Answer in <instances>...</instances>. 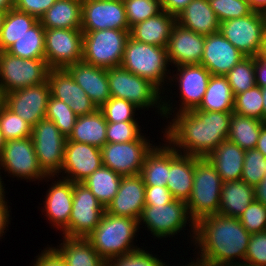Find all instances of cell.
Instances as JSON below:
<instances>
[{
	"label": "cell",
	"instance_id": "cell-1",
	"mask_svg": "<svg viewBox=\"0 0 266 266\" xmlns=\"http://www.w3.org/2000/svg\"><path fill=\"white\" fill-rule=\"evenodd\" d=\"M163 99V117L168 120L170 115L174 116H171L172 121L162 131L165 135L163 137L179 153L198 158L207 157L228 138L232 112L194 109L175 113L173 102L170 104L171 100L167 102L164 97Z\"/></svg>",
	"mask_w": 266,
	"mask_h": 266
},
{
	"label": "cell",
	"instance_id": "cell-2",
	"mask_svg": "<svg viewBox=\"0 0 266 266\" xmlns=\"http://www.w3.org/2000/svg\"><path fill=\"white\" fill-rule=\"evenodd\" d=\"M250 235L238 218L206 216L195 224L193 244L199 247L197 258L204 266L236 264L238 259V263H244Z\"/></svg>",
	"mask_w": 266,
	"mask_h": 266
},
{
	"label": "cell",
	"instance_id": "cell-3",
	"mask_svg": "<svg viewBox=\"0 0 266 266\" xmlns=\"http://www.w3.org/2000/svg\"><path fill=\"white\" fill-rule=\"evenodd\" d=\"M138 230L137 219L113 216L105 211L96 229L86 238L98 255L107 262L114 257H121L141 249L133 244Z\"/></svg>",
	"mask_w": 266,
	"mask_h": 266
},
{
	"label": "cell",
	"instance_id": "cell-4",
	"mask_svg": "<svg viewBox=\"0 0 266 266\" xmlns=\"http://www.w3.org/2000/svg\"><path fill=\"white\" fill-rule=\"evenodd\" d=\"M165 47L142 43L129 38L126 41L121 66L127 71L150 81L160 91L163 85L170 80L171 69ZM168 71V72H167ZM170 76H169V75ZM166 81V82H165Z\"/></svg>",
	"mask_w": 266,
	"mask_h": 266
},
{
	"label": "cell",
	"instance_id": "cell-5",
	"mask_svg": "<svg viewBox=\"0 0 266 266\" xmlns=\"http://www.w3.org/2000/svg\"><path fill=\"white\" fill-rule=\"evenodd\" d=\"M222 186L223 181L209 160L194 156V183L186 205L195 224L206 216L219 213Z\"/></svg>",
	"mask_w": 266,
	"mask_h": 266
},
{
	"label": "cell",
	"instance_id": "cell-6",
	"mask_svg": "<svg viewBox=\"0 0 266 266\" xmlns=\"http://www.w3.org/2000/svg\"><path fill=\"white\" fill-rule=\"evenodd\" d=\"M111 97L133 103L139 109L157 108L163 116L162 92L150 81L127 71L122 66L107 69Z\"/></svg>",
	"mask_w": 266,
	"mask_h": 266
},
{
	"label": "cell",
	"instance_id": "cell-7",
	"mask_svg": "<svg viewBox=\"0 0 266 266\" xmlns=\"http://www.w3.org/2000/svg\"><path fill=\"white\" fill-rule=\"evenodd\" d=\"M129 31L118 29L82 31V61L104 69L121 66Z\"/></svg>",
	"mask_w": 266,
	"mask_h": 266
},
{
	"label": "cell",
	"instance_id": "cell-8",
	"mask_svg": "<svg viewBox=\"0 0 266 266\" xmlns=\"http://www.w3.org/2000/svg\"><path fill=\"white\" fill-rule=\"evenodd\" d=\"M190 223L192 234L190 237L192 242L195 238V223L191 219L186 202L174 199L168 204L145 205L142 214L138 220L139 229L143 223L154 238H166L186 230V224ZM190 221V222H189ZM143 222V223H142ZM185 227V228H184Z\"/></svg>",
	"mask_w": 266,
	"mask_h": 266
},
{
	"label": "cell",
	"instance_id": "cell-9",
	"mask_svg": "<svg viewBox=\"0 0 266 266\" xmlns=\"http://www.w3.org/2000/svg\"><path fill=\"white\" fill-rule=\"evenodd\" d=\"M50 69L43 59H23L0 51L1 96L46 82Z\"/></svg>",
	"mask_w": 266,
	"mask_h": 266
},
{
	"label": "cell",
	"instance_id": "cell-10",
	"mask_svg": "<svg viewBox=\"0 0 266 266\" xmlns=\"http://www.w3.org/2000/svg\"><path fill=\"white\" fill-rule=\"evenodd\" d=\"M219 31L246 57H257L266 33V15L253 11L245 17L223 21Z\"/></svg>",
	"mask_w": 266,
	"mask_h": 266
},
{
	"label": "cell",
	"instance_id": "cell-11",
	"mask_svg": "<svg viewBox=\"0 0 266 266\" xmlns=\"http://www.w3.org/2000/svg\"><path fill=\"white\" fill-rule=\"evenodd\" d=\"M31 137L39 167L47 176L56 175L58 178L64 161L67 137L47 118L41 119L32 127Z\"/></svg>",
	"mask_w": 266,
	"mask_h": 266
},
{
	"label": "cell",
	"instance_id": "cell-12",
	"mask_svg": "<svg viewBox=\"0 0 266 266\" xmlns=\"http://www.w3.org/2000/svg\"><path fill=\"white\" fill-rule=\"evenodd\" d=\"M11 177L29 181L55 178L47 176L39 167L34 150L32 137L5 141L0 155V170L2 168Z\"/></svg>",
	"mask_w": 266,
	"mask_h": 266
},
{
	"label": "cell",
	"instance_id": "cell-13",
	"mask_svg": "<svg viewBox=\"0 0 266 266\" xmlns=\"http://www.w3.org/2000/svg\"><path fill=\"white\" fill-rule=\"evenodd\" d=\"M106 209L83 183H73V203L68 226L62 231L67 237L86 238L101 221Z\"/></svg>",
	"mask_w": 266,
	"mask_h": 266
},
{
	"label": "cell",
	"instance_id": "cell-14",
	"mask_svg": "<svg viewBox=\"0 0 266 266\" xmlns=\"http://www.w3.org/2000/svg\"><path fill=\"white\" fill-rule=\"evenodd\" d=\"M154 146L143 134L131 142L106 143L101 148L102 164L121 176L138 175Z\"/></svg>",
	"mask_w": 266,
	"mask_h": 266
},
{
	"label": "cell",
	"instance_id": "cell-15",
	"mask_svg": "<svg viewBox=\"0 0 266 266\" xmlns=\"http://www.w3.org/2000/svg\"><path fill=\"white\" fill-rule=\"evenodd\" d=\"M81 29H45V61L51 69H66L82 61Z\"/></svg>",
	"mask_w": 266,
	"mask_h": 266
},
{
	"label": "cell",
	"instance_id": "cell-16",
	"mask_svg": "<svg viewBox=\"0 0 266 266\" xmlns=\"http://www.w3.org/2000/svg\"><path fill=\"white\" fill-rule=\"evenodd\" d=\"M82 31L130 30L123 0H82Z\"/></svg>",
	"mask_w": 266,
	"mask_h": 266
},
{
	"label": "cell",
	"instance_id": "cell-17",
	"mask_svg": "<svg viewBox=\"0 0 266 266\" xmlns=\"http://www.w3.org/2000/svg\"><path fill=\"white\" fill-rule=\"evenodd\" d=\"M50 96L48 81L4 94L2 102L32 127L45 118Z\"/></svg>",
	"mask_w": 266,
	"mask_h": 266
},
{
	"label": "cell",
	"instance_id": "cell-18",
	"mask_svg": "<svg viewBox=\"0 0 266 266\" xmlns=\"http://www.w3.org/2000/svg\"><path fill=\"white\" fill-rule=\"evenodd\" d=\"M101 148L66 139L61 178L73 183H82L96 169L102 166ZM62 172V174H61ZM63 173L65 176H63Z\"/></svg>",
	"mask_w": 266,
	"mask_h": 266
},
{
	"label": "cell",
	"instance_id": "cell-19",
	"mask_svg": "<svg viewBox=\"0 0 266 266\" xmlns=\"http://www.w3.org/2000/svg\"><path fill=\"white\" fill-rule=\"evenodd\" d=\"M176 68V74L169 80L170 83L175 80L180 90L181 105L176 113L194 110L203 99L211 73L201 64L181 65Z\"/></svg>",
	"mask_w": 266,
	"mask_h": 266
},
{
	"label": "cell",
	"instance_id": "cell-20",
	"mask_svg": "<svg viewBox=\"0 0 266 266\" xmlns=\"http://www.w3.org/2000/svg\"><path fill=\"white\" fill-rule=\"evenodd\" d=\"M50 95L68 104L77 116L88 115L98 108L66 69H50Z\"/></svg>",
	"mask_w": 266,
	"mask_h": 266
},
{
	"label": "cell",
	"instance_id": "cell-21",
	"mask_svg": "<svg viewBox=\"0 0 266 266\" xmlns=\"http://www.w3.org/2000/svg\"><path fill=\"white\" fill-rule=\"evenodd\" d=\"M205 36L176 23L170 34L166 51L170 65L200 64L204 51Z\"/></svg>",
	"mask_w": 266,
	"mask_h": 266
},
{
	"label": "cell",
	"instance_id": "cell-22",
	"mask_svg": "<svg viewBox=\"0 0 266 266\" xmlns=\"http://www.w3.org/2000/svg\"><path fill=\"white\" fill-rule=\"evenodd\" d=\"M246 56L234 47L221 33L205 36L204 51L201 58L203 65L211 75L225 76Z\"/></svg>",
	"mask_w": 266,
	"mask_h": 266
},
{
	"label": "cell",
	"instance_id": "cell-23",
	"mask_svg": "<svg viewBox=\"0 0 266 266\" xmlns=\"http://www.w3.org/2000/svg\"><path fill=\"white\" fill-rule=\"evenodd\" d=\"M145 184L141 176H123L119 190L106 212L113 216L130 217L139 220L145 206Z\"/></svg>",
	"mask_w": 266,
	"mask_h": 266
},
{
	"label": "cell",
	"instance_id": "cell-24",
	"mask_svg": "<svg viewBox=\"0 0 266 266\" xmlns=\"http://www.w3.org/2000/svg\"><path fill=\"white\" fill-rule=\"evenodd\" d=\"M66 70L98 109L111 98L107 69L79 61L69 65Z\"/></svg>",
	"mask_w": 266,
	"mask_h": 266
},
{
	"label": "cell",
	"instance_id": "cell-25",
	"mask_svg": "<svg viewBox=\"0 0 266 266\" xmlns=\"http://www.w3.org/2000/svg\"><path fill=\"white\" fill-rule=\"evenodd\" d=\"M59 179V180H58ZM48 189L44 207L47 220L57 228L63 231L69 223V218L73 203V182L64 178H58Z\"/></svg>",
	"mask_w": 266,
	"mask_h": 266
},
{
	"label": "cell",
	"instance_id": "cell-26",
	"mask_svg": "<svg viewBox=\"0 0 266 266\" xmlns=\"http://www.w3.org/2000/svg\"><path fill=\"white\" fill-rule=\"evenodd\" d=\"M194 183V156L181 154L169 144V170L166 187L174 199L187 202Z\"/></svg>",
	"mask_w": 266,
	"mask_h": 266
},
{
	"label": "cell",
	"instance_id": "cell-27",
	"mask_svg": "<svg viewBox=\"0 0 266 266\" xmlns=\"http://www.w3.org/2000/svg\"><path fill=\"white\" fill-rule=\"evenodd\" d=\"M223 182L241 180L245 150L226 139L207 157Z\"/></svg>",
	"mask_w": 266,
	"mask_h": 266
},
{
	"label": "cell",
	"instance_id": "cell-28",
	"mask_svg": "<svg viewBox=\"0 0 266 266\" xmlns=\"http://www.w3.org/2000/svg\"><path fill=\"white\" fill-rule=\"evenodd\" d=\"M176 23V16L162 10L159 14L133 25L129 36L142 43L166 48Z\"/></svg>",
	"mask_w": 266,
	"mask_h": 266
},
{
	"label": "cell",
	"instance_id": "cell-29",
	"mask_svg": "<svg viewBox=\"0 0 266 266\" xmlns=\"http://www.w3.org/2000/svg\"><path fill=\"white\" fill-rule=\"evenodd\" d=\"M176 22L204 36L217 33L220 21L210 6L209 0H192L177 16Z\"/></svg>",
	"mask_w": 266,
	"mask_h": 266
},
{
	"label": "cell",
	"instance_id": "cell-30",
	"mask_svg": "<svg viewBox=\"0 0 266 266\" xmlns=\"http://www.w3.org/2000/svg\"><path fill=\"white\" fill-rule=\"evenodd\" d=\"M82 0H56L39 19L45 29H81Z\"/></svg>",
	"mask_w": 266,
	"mask_h": 266
},
{
	"label": "cell",
	"instance_id": "cell-31",
	"mask_svg": "<svg viewBox=\"0 0 266 266\" xmlns=\"http://www.w3.org/2000/svg\"><path fill=\"white\" fill-rule=\"evenodd\" d=\"M254 199V187L243 180L223 182L218 214L238 218Z\"/></svg>",
	"mask_w": 266,
	"mask_h": 266
},
{
	"label": "cell",
	"instance_id": "cell-32",
	"mask_svg": "<svg viewBox=\"0 0 266 266\" xmlns=\"http://www.w3.org/2000/svg\"><path fill=\"white\" fill-rule=\"evenodd\" d=\"M63 243L53 247L67 266H107L87 238L63 236Z\"/></svg>",
	"mask_w": 266,
	"mask_h": 266
},
{
	"label": "cell",
	"instance_id": "cell-33",
	"mask_svg": "<svg viewBox=\"0 0 266 266\" xmlns=\"http://www.w3.org/2000/svg\"><path fill=\"white\" fill-rule=\"evenodd\" d=\"M106 128L107 121L104 114L97 109L91 114L78 116L68 139L102 148L107 143Z\"/></svg>",
	"mask_w": 266,
	"mask_h": 266
},
{
	"label": "cell",
	"instance_id": "cell-34",
	"mask_svg": "<svg viewBox=\"0 0 266 266\" xmlns=\"http://www.w3.org/2000/svg\"><path fill=\"white\" fill-rule=\"evenodd\" d=\"M234 95L226 76L211 75L200 105L201 111L233 112Z\"/></svg>",
	"mask_w": 266,
	"mask_h": 266
},
{
	"label": "cell",
	"instance_id": "cell-35",
	"mask_svg": "<svg viewBox=\"0 0 266 266\" xmlns=\"http://www.w3.org/2000/svg\"><path fill=\"white\" fill-rule=\"evenodd\" d=\"M154 146L146 155L139 175L145 186H166L169 170V143ZM168 144V145H167Z\"/></svg>",
	"mask_w": 266,
	"mask_h": 266
},
{
	"label": "cell",
	"instance_id": "cell-36",
	"mask_svg": "<svg viewBox=\"0 0 266 266\" xmlns=\"http://www.w3.org/2000/svg\"><path fill=\"white\" fill-rule=\"evenodd\" d=\"M123 176L108 167L101 166L82 183L90 189L102 206L106 209L117 194Z\"/></svg>",
	"mask_w": 266,
	"mask_h": 266
},
{
	"label": "cell",
	"instance_id": "cell-37",
	"mask_svg": "<svg viewBox=\"0 0 266 266\" xmlns=\"http://www.w3.org/2000/svg\"><path fill=\"white\" fill-rule=\"evenodd\" d=\"M266 122L232 112L228 140L243 150L256 148L261 128Z\"/></svg>",
	"mask_w": 266,
	"mask_h": 266
},
{
	"label": "cell",
	"instance_id": "cell-38",
	"mask_svg": "<svg viewBox=\"0 0 266 266\" xmlns=\"http://www.w3.org/2000/svg\"><path fill=\"white\" fill-rule=\"evenodd\" d=\"M6 52L23 59L45 60V28L38 20Z\"/></svg>",
	"mask_w": 266,
	"mask_h": 266
},
{
	"label": "cell",
	"instance_id": "cell-39",
	"mask_svg": "<svg viewBox=\"0 0 266 266\" xmlns=\"http://www.w3.org/2000/svg\"><path fill=\"white\" fill-rule=\"evenodd\" d=\"M38 19L14 7L6 12L0 29V51H6L19 37H21Z\"/></svg>",
	"mask_w": 266,
	"mask_h": 266
},
{
	"label": "cell",
	"instance_id": "cell-40",
	"mask_svg": "<svg viewBox=\"0 0 266 266\" xmlns=\"http://www.w3.org/2000/svg\"><path fill=\"white\" fill-rule=\"evenodd\" d=\"M225 76L234 96L253 88L256 85L255 57L243 58Z\"/></svg>",
	"mask_w": 266,
	"mask_h": 266
},
{
	"label": "cell",
	"instance_id": "cell-41",
	"mask_svg": "<svg viewBox=\"0 0 266 266\" xmlns=\"http://www.w3.org/2000/svg\"><path fill=\"white\" fill-rule=\"evenodd\" d=\"M0 130L4 141L32 136V126L12 112L3 102L0 103Z\"/></svg>",
	"mask_w": 266,
	"mask_h": 266
},
{
	"label": "cell",
	"instance_id": "cell-42",
	"mask_svg": "<svg viewBox=\"0 0 266 266\" xmlns=\"http://www.w3.org/2000/svg\"><path fill=\"white\" fill-rule=\"evenodd\" d=\"M45 118L53 121L59 131L68 138L73 131L78 116L72 111L68 104L50 95Z\"/></svg>",
	"mask_w": 266,
	"mask_h": 266
},
{
	"label": "cell",
	"instance_id": "cell-43",
	"mask_svg": "<svg viewBox=\"0 0 266 266\" xmlns=\"http://www.w3.org/2000/svg\"><path fill=\"white\" fill-rule=\"evenodd\" d=\"M236 114L252 117L263 121V99L261 87L253 88L234 97V109Z\"/></svg>",
	"mask_w": 266,
	"mask_h": 266
},
{
	"label": "cell",
	"instance_id": "cell-44",
	"mask_svg": "<svg viewBox=\"0 0 266 266\" xmlns=\"http://www.w3.org/2000/svg\"><path fill=\"white\" fill-rule=\"evenodd\" d=\"M123 2L130 28L162 11L160 0H123Z\"/></svg>",
	"mask_w": 266,
	"mask_h": 266
},
{
	"label": "cell",
	"instance_id": "cell-45",
	"mask_svg": "<svg viewBox=\"0 0 266 266\" xmlns=\"http://www.w3.org/2000/svg\"><path fill=\"white\" fill-rule=\"evenodd\" d=\"M99 109L103 112L105 120L113 123L136 121L135 111L139 110L133 103L115 97H111Z\"/></svg>",
	"mask_w": 266,
	"mask_h": 266
},
{
	"label": "cell",
	"instance_id": "cell-46",
	"mask_svg": "<svg viewBox=\"0 0 266 266\" xmlns=\"http://www.w3.org/2000/svg\"><path fill=\"white\" fill-rule=\"evenodd\" d=\"M209 3L220 23L245 17L254 11L248 0H209Z\"/></svg>",
	"mask_w": 266,
	"mask_h": 266
},
{
	"label": "cell",
	"instance_id": "cell-47",
	"mask_svg": "<svg viewBox=\"0 0 266 266\" xmlns=\"http://www.w3.org/2000/svg\"><path fill=\"white\" fill-rule=\"evenodd\" d=\"M265 157L256 149L245 150L241 180L250 186H257L264 178Z\"/></svg>",
	"mask_w": 266,
	"mask_h": 266
},
{
	"label": "cell",
	"instance_id": "cell-48",
	"mask_svg": "<svg viewBox=\"0 0 266 266\" xmlns=\"http://www.w3.org/2000/svg\"><path fill=\"white\" fill-rule=\"evenodd\" d=\"M141 128L137 121L107 122V143H124L137 140L141 136Z\"/></svg>",
	"mask_w": 266,
	"mask_h": 266
},
{
	"label": "cell",
	"instance_id": "cell-49",
	"mask_svg": "<svg viewBox=\"0 0 266 266\" xmlns=\"http://www.w3.org/2000/svg\"><path fill=\"white\" fill-rule=\"evenodd\" d=\"M238 219L250 234L266 231V206L254 199Z\"/></svg>",
	"mask_w": 266,
	"mask_h": 266
},
{
	"label": "cell",
	"instance_id": "cell-50",
	"mask_svg": "<svg viewBox=\"0 0 266 266\" xmlns=\"http://www.w3.org/2000/svg\"><path fill=\"white\" fill-rule=\"evenodd\" d=\"M164 264L165 262L159 259L157 255L153 256L144 248L107 261V266H163Z\"/></svg>",
	"mask_w": 266,
	"mask_h": 266
},
{
	"label": "cell",
	"instance_id": "cell-51",
	"mask_svg": "<svg viewBox=\"0 0 266 266\" xmlns=\"http://www.w3.org/2000/svg\"><path fill=\"white\" fill-rule=\"evenodd\" d=\"M244 263L266 266V231L250 235Z\"/></svg>",
	"mask_w": 266,
	"mask_h": 266
},
{
	"label": "cell",
	"instance_id": "cell-52",
	"mask_svg": "<svg viewBox=\"0 0 266 266\" xmlns=\"http://www.w3.org/2000/svg\"><path fill=\"white\" fill-rule=\"evenodd\" d=\"M55 2L56 0H14V8L39 20Z\"/></svg>",
	"mask_w": 266,
	"mask_h": 266
},
{
	"label": "cell",
	"instance_id": "cell-53",
	"mask_svg": "<svg viewBox=\"0 0 266 266\" xmlns=\"http://www.w3.org/2000/svg\"><path fill=\"white\" fill-rule=\"evenodd\" d=\"M173 200L174 197L166 186L145 187V205L168 204Z\"/></svg>",
	"mask_w": 266,
	"mask_h": 266
},
{
	"label": "cell",
	"instance_id": "cell-54",
	"mask_svg": "<svg viewBox=\"0 0 266 266\" xmlns=\"http://www.w3.org/2000/svg\"><path fill=\"white\" fill-rule=\"evenodd\" d=\"M36 256L33 266H67L62 256L52 247H47Z\"/></svg>",
	"mask_w": 266,
	"mask_h": 266
},
{
	"label": "cell",
	"instance_id": "cell-55",
	"mask_svg": "<svg viewBox=\"0 0 266 266\" xmlns=\"http://www.w3.org/2000/svg\"><path fill=\"white\" fill-rule=\"evenodd\" d=\"M162 10L177 16L192 0H160Z\"/></svg>",
	"mask_w": 266,
	"mask_h": 266
},
{
	"label": "cell",
	"instance_id": "cell-56",
	"mask_svg": "<svg viewBox=\"0 0 266 266\" xmlns=\"http://www.w3.org/2000/svg\"><path fill=\"white\" fill-rule=\"evenodd\" d=\"M255 80L257 86L261 88L266 86V61L258 56L255 57Z\"/></svg>",
	"mask_w": 266,
	"mask_h": 266
},
{
	"label": "cell",
	"instance_id": "cell-57",
	"mask_svg": "<svg viewBox=\"0 0 266 266\" xmlns=\"http://www.w3.org/2000/svg\"><path fill=\"white\" fill-rule=\"evenodd\" d=\"M8 205H0V238L6 233L4 230L8 228L10 223V213ZM7 227V228H6Z\"/></svg>",
	"mask_w": 266,
	"mask_h": 266
},
{
	"label": "cell",
	"instance_id": "cell-58",
	"mask_svg": "<svg viewBox=\"0 0 266 266\" xmlns=\"http://www.w3.org/2000/svg\"><path fill=\"white\" fill-rule=\"evenodd\" d=\"M255 200L266 206V173L260 183L254 187Z\"/></svg>",
	"mask_w": 266,
	"mask_h": 266
},
{
	"label": "cell",
	"instance_id": "cell-59",
	"mask_svg": "<svg viewBox=\"0 0 266 266\" xmlns=\"http://www.w3.org/2000/svg\"><path fill=\"white\" fill-rule=\"evenodd\" d=\"M256 149L266 158V124L261 128Z\"/></svg>",
	"mask_w": 266,
	"mask_h": 266
},
{
	"label": "cell",
	"instance_id": "cell-60",
	"mask_svg": "<svg viewBox=\"0 0 266 266\" xmlns=\"http://www.w3.org/2000/svg\"><path fill=\"white\" fill-rule=\"evenodd\" d=\"M254 11L266 12V0H248Z\"/></svg>",
	"mask_w": 266,
	"mask_h": 266
},
{
	"label": "cell",
	"instance_id": "cell-61",
	"mask_svg": "<svg viewBox=\"0 0 266 266\" xmlns=\"http://www.w3.org/2000/svg\"><path fill=\"white\" fill-rule=\"evenodd\" d=\"M14 7V0H0V10L8 11Z\"/></svg>",
	"mask_w": 266,
	"mask_h": 266
},
{
	"label": "cell",
	"instance_id": "cell-62",
	"mask_svg": "<svg viewBox=\"0 0 266 266\" xmlns=\"http://www.w3.org/2000/svg\"><path fill=\"white\" fill-rule=\"evenodd\" d=\"M0 174H1V172H0ZM2 175H0V205H8L7 203L8 202H6V196H5V187L3 186L4 185V182L2 181V177H1ZM3 182V183H2Z\"/></svg>",
	"mask_w": 266,
	"mask_h": 266
},
{
	"label": "cell",
	"instance_id": "cell-63",
	"mask_svg": "<svg viewBox=\"0 0 266 266\" xmlns=\"http://www.w3.org/2000/svg\"><path fill=\"white\" fill-rule=\"evenodd\" d=\"M263 99V121L266 122V86L261 88Z\"/></svg>",
	"mask_w": 266,
	"mask_h": 266
},
{
	"label": "cell",
	"instance_id": "cell-64",
	"mask_svg": "<svg viewBox=\"0 0 266 266\" xmlns=\"http://www.w3.org/2000/svg\"><path fill=\"white\" fill-rule=\"evenodd\" d=\"M258 57L261 60L266 61V33H265V37H264V40H263L262 50H261V53L258 55Z\"/></svg>",
	"mask_w": 266,
	"mask_h": 266
},
{
	"label": "cell",
	"instance_id": "cell-65",
	"mask_svg": "<svg viewBox=\"0 0 266 266\" xmlns=\"http://www.w3.org/2000/svg\"><path fill=\"white\" fill-rule=\"evenodd\" d=\"M194 259H196V261H195ZM194 259H191V263L188 262V264L185 265V266H204V265L202 264V262H201L198 258H194ZM192 260H193V261H192ZM163 266H169V265H167V264L165 263ZM181 266H184V265H181Z\"/></svg>",
	"mask_w": 266,
	"mask_h": 266
},
{
	"label": "cell",
	"instance_id": "cell-66",
	"mask_svg": "<svg viewBox=\"0 0 266 266\" xmlns=\"http://www.w3.org/2000/svg\"><path fill=\"white\" fill-rule=\"evenodd\" d=\"M5 15H6V11H2L0 10V29L3 25V21H4V18H5Z\"/></svg>",
	"mask_w": 266,
	"mask_h": 266
},
{
	"label": "cell",
	"instance_id": "cell-67",
	"mask_svg": "<svg viewBox=\"0 0 266 266\" xmlns=\"http://www.w3.org/2000/svg\"><path fill=\"white\" fill-rule=\"evenodd\" d=\"M4 144H5V141H4L3 137H2V133H1V130H0V155H1L2 150L4 148Z\"/></svg>",
	"mask_w": 266,
	"mask_h": 266
},
{
	"label": "cell",
	"instance_id": "cell-68",
	"mask_svg": "<svg viewBox=\"0 0 266 266\" xmlns=\"http://www.w3.org/2000/svg\"><path fill=\"white\" fill-rule=\"evenodd\" d=\"M226 266H253V265H249V264H246V263H234V264H229V265H226Z\"/></svg>",
	"mask_w": 266,
	"mask_h": 266
},
{
	"label": "cell",
	"instance_id": "cell-69",
	"mask_svg": "<svg viewBox=\"0 0 266 266\" xmlns=\"http://www.w3.org/2000/svg\"><path fill=\"white\" fill-rule=\"evenodd\" d=\"M264 173H266V158H265V168H264Z\"/></svg>",
	"mask_w": 266,
	"mask_h": 266
}]
</instances>
